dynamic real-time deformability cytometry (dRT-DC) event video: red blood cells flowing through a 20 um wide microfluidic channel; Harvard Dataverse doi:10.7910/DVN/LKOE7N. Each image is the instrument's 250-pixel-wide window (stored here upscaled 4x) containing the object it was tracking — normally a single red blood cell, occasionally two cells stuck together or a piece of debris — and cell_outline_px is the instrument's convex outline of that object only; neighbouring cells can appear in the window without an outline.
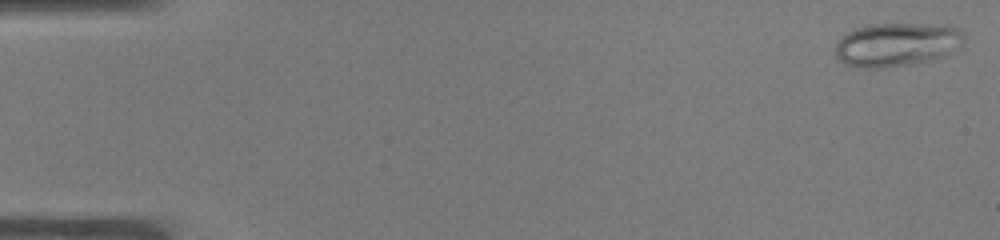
{"species": "common noctule bat (a hibernating species)", "species_latin": "Nyctalus noctula", "temperature_condition": "warm", "stored_images_in_passage": 8, "camera_frame_rate_fps": 3000, "um_per_image_px": 0.085, "animal": {"sex": "male", "body_mass_g": 19.0, "forearm_length_mm": 50.8}, "frame": {"image": 1, "passage_image": 1, "time_ms": 0.0, "image_size_px": [1000, 240], "cell_outline_px": [[964, 44], [944, 56], [932, 60], [884, 68], [860, 68], [844, 64], [836, 56], [836, 44], [848, 32], [856, 28], [868, 24], [948, 24], [960, 28], [964, 32]], "centroid_in_image_um": [76.28, 3.77], "position_along_channel_um": 8.7, "area_um2": 33.06}}